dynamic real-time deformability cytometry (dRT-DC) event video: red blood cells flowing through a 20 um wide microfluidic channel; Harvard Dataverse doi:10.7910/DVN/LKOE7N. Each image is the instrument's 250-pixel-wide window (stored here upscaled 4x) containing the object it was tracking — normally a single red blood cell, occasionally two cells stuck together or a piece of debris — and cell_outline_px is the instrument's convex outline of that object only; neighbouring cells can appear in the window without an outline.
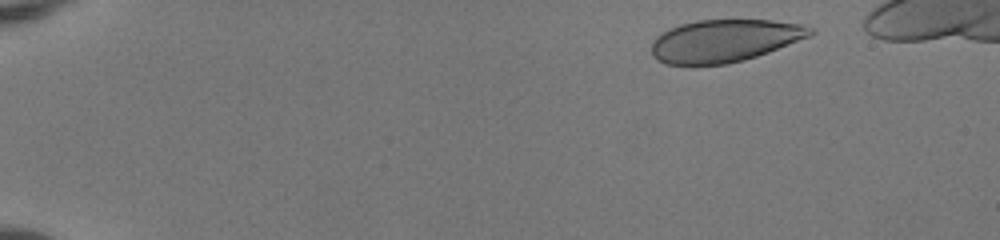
{"species": "human", "species_latin": "Homo sapiens", "temperature_condition": "room temperature", "stored_images_in_passage": 47, "camera_frame_rate_fps": 3000, "um_per_image_px": 0.085, "donor": {"sex": "female"}, "frame": {"image": 1, "passage_image": 3, "time_ms": 0.667, "image_size_px": [1000, 240], "cell_outline_px": [[816, 32], [812, 36], [768, 52], [744, 60], [728, 64], [696, 68], [692, 68], [668, 64], [656, 60], [652, 56], [652, 44], [656, 36], [680, 24], [696, 20], [772, 20], [804, 24], [816, 28]], "centroid_in_image_um": [61.59, 3.5], "position_along_channel_um": 23.4, "area_um2": 40.34}}
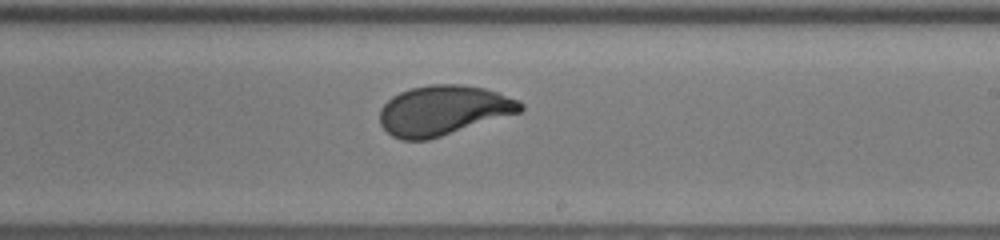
{"frame": {"image": 2, "passage_image": 29, "time_ms": 9.333, "image_size_px": [1000, 240], "cell_outline_px": [[524, 108], [520, 112], [428, 140], [400, 140], [392, 136], [380, 124], [380, 108], [392, 96], [400, 92], [412, 88], [432, 84], [464, 84], [484, 88], [520, 100], [524, 104]], "centroid_in_image_um": [37.68, 9.38], "position_along_channel_um": 251.3, "area_um2": 40.75}}
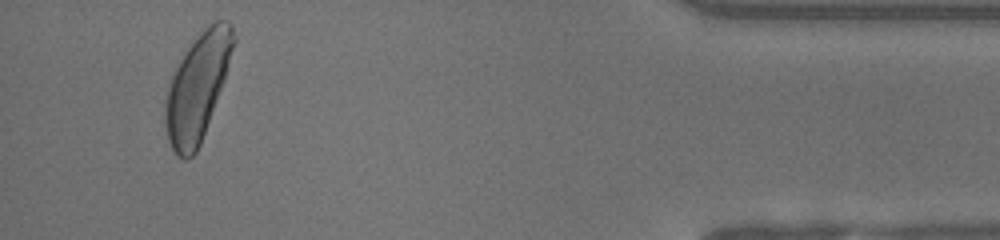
{"frame": {"image": 3, "passage_image": 45, "time_ms": 14.667, "image_size_px": [1000, 240], "cell_outline_px": [[236, 40], [224, 80], [200, 144], [196, 152], [188, 160], [184, 160], [176, 156], [168, 140], [164, 124], [164, 104], [168, 84], [184, 52], [200, 32], [208, 24], [216, 20], [228, 20], [232, 24], [236, 36]], "centroid_in_image_um": [16.77, 7.4], "position_along_channel_um": 418.4, "area_um2": 42.48}}